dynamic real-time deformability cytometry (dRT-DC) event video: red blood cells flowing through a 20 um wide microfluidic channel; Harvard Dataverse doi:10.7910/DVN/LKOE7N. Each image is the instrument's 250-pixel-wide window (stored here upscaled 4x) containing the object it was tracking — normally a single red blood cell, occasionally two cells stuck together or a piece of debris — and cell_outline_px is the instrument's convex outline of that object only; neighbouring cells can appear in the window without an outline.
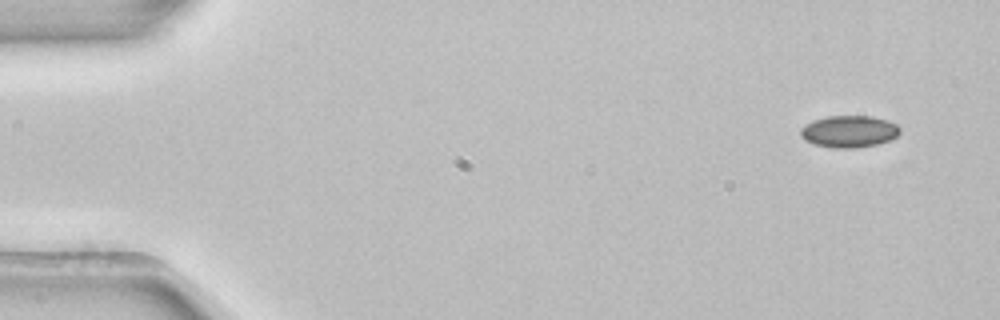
{"species": "common noctule bat (a hibernating species)", "species_latin": "Nyctalus noctula", "temperature_condition": "room temperature", "stored_images_in_passage": 5, "camera_frame_rate_fps": 3000, "um_per_image_px": 0.085, "animal": {"sex": "female", "body_mass_g": 22.7, "forearm_length_mm": 54.2}, "frame": {"image": 1, "passage_image": 1, "time_ms": 0.0, "image_size_px": [1000, 320], "cell_outline_px": [[900, 132], [896, 136], [888, 140], [876, 144], [856, 148], [832, 148], [812, 144], [804, 140], [800, 136], [800, 128], [804, 124], [812, 120], [828, 116], [872, 116], [888, 120], [896, 124], [900, 128]], "centroid_in_image_um": [72.12, 11.17], "position_along_channel_um": 12.9, "area_um2": 18.67}}
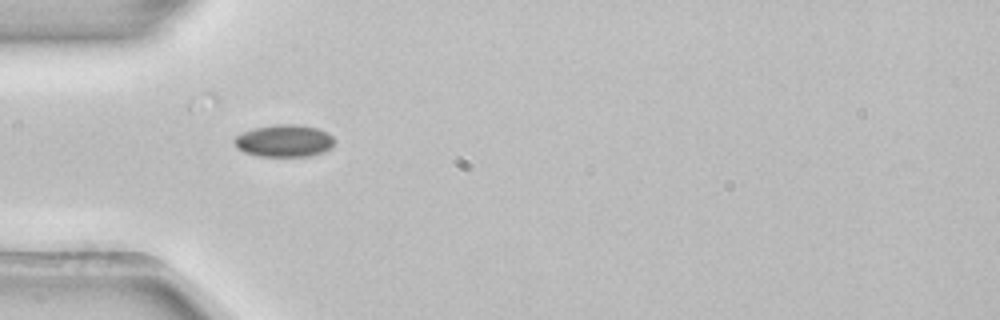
{"frame": {"image": 2, "passage_image": 4, "time_ms": 1.0, "image_size_px": [1000, 320], "cell_outline_px": [[336, 140], [332, 148], [324, 152], [312, 156], [260, 156], [244, 152], [236, 148], [232, 140], [236, 136], [244, 132], [256, 128], [276, 124], [300, 124], [316, 128], [328, 132]], "centroid_in_image_um": [24.19, 11.97], "position_along_channel_um": 60.8, "area_um2": 19.02}}